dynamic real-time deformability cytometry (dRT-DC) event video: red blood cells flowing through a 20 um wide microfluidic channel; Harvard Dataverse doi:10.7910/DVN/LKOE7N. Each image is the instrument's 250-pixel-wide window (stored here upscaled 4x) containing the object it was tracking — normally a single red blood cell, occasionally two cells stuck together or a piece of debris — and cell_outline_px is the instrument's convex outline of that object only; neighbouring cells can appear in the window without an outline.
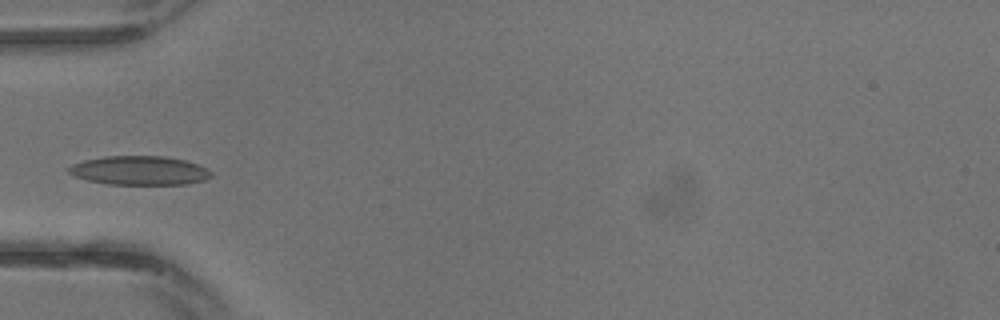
{"species": "common noctule bat (a hibernating species)", "species_latin": "Nyctalus noctula", "temperature_condition": "warm", "stored_images_in_passage": 12, "camera_frame_rate_fps": 3000, "um_per_image_px": 0.085, "animal": {"sex": "male", "body_mass_g": 13.3}, "frame": {"image": 1, "passage_image": 9, "time_ms": 2.667, "image_size_px": [1000, 320], "cell_outline_px": [[212, 176], [204, 180], [188, 184], [108, 184], [88, 180], [76, 176], [68, 172], [68, 168], [72, 164], [84, 160], [104, 156], [164, 156], [184, 160], [208, 168], [212, 172]], "centroid_in_image_um": [11.88, 14.49], "position_along_channel_um": 73.1, "area_um2": 23.99}}
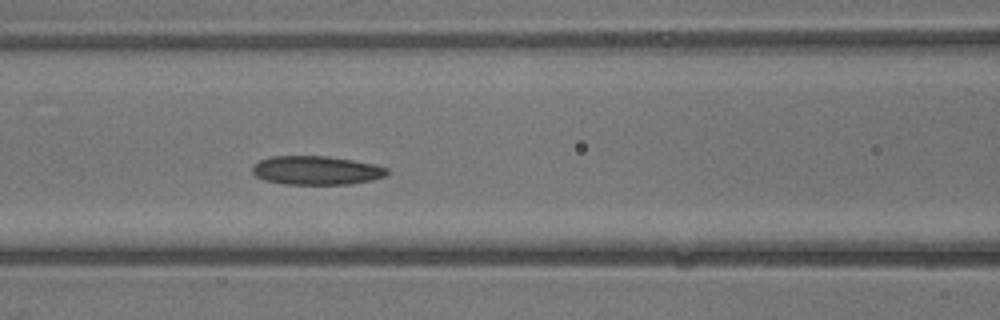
{"frame": {"image": 2, "passage_image": 12, "time_ms": 3.667, "image_size_px": [1000, 320], "cell_outline_px": [[388, 172], [384, 176], [372, 180], [352, 184], [284, 184], [264, 180], [256, 176], [252, 172], [252, 168], [260, 160], [272, 156], [328, 156], [352, 160], [372, 164], [388, 168]], "centroid_in_image_um": [26.88, 14.48], "position_along_channel_um": 139.7, "area_um2": 22.48}}